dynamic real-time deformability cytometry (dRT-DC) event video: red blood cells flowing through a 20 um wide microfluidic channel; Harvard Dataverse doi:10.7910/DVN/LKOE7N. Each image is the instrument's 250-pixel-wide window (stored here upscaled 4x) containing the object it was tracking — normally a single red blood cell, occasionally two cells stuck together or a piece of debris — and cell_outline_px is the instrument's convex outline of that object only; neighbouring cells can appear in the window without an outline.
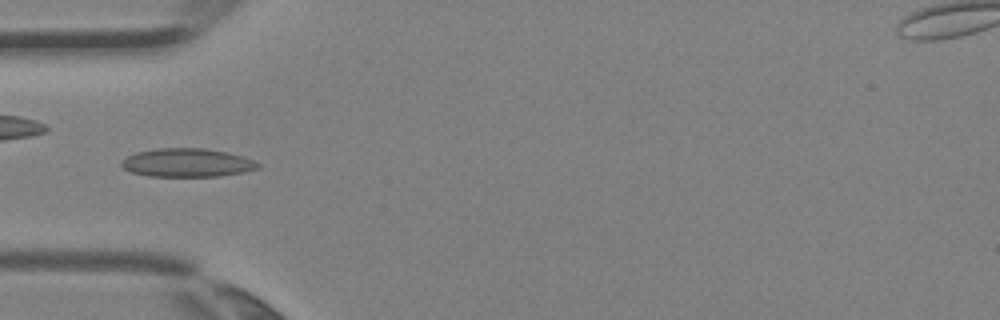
{"species": "Egyptian fruit bat (a non-hibernating species)", "species_latin": "Rousettus aegyptiacus", "temperature_condition": "room temperature", "stored_images_in_passage": 4, "camera_frame_rate_fps": 3000, "um_per_image_px": 0.085, "animal": {"sex": "female"}, "frame": {"image": 1, "passage_image": 4, "time_ms": 1.0, "image_size_px": [1000, 320], "cell_outline_px": [[260, 168], [244, 172], [220, 176], [148, 176], [132, 172], [124, 168], [120, 164], [120, 160], [136, 152], [156, 148], [204, 148], [228, 152], [252, 160], [260, 164]], "centroid_in_image_um": [15.89, 13.83], "position_along_channel_um": 69.1, "area_um2": 22.66}}